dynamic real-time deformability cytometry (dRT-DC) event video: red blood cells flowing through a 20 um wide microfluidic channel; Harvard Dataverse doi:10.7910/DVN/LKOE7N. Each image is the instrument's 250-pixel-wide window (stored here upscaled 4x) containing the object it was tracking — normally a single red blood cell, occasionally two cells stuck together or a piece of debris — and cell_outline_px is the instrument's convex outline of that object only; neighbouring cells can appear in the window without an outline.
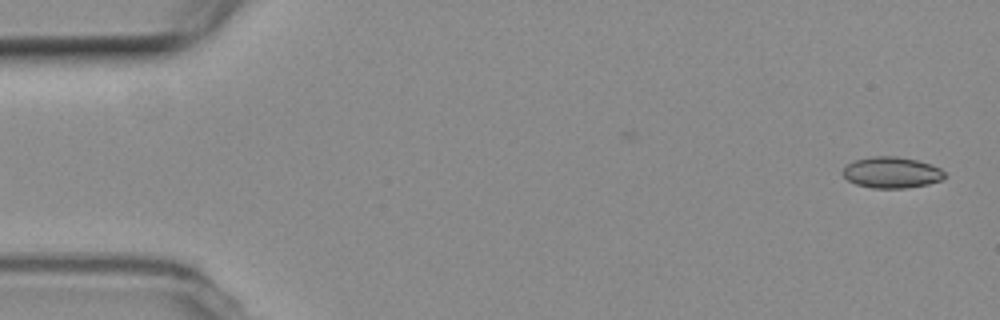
{"species": "common noctule bat (a hibernating species)", "species_latin": "Nyctalus noctula", "temperature_condition": "room temperature", "stored_images_in_passage": 7, "camera_frame_rate_fps": 3000, "um_per_image_px": 0.085, "animal": {"sex": "female", "body_mass_g": 19.3, "forearm_length_mm": 54.1}, "frame": {"image": 1, "passage_image": 1, "time_ms": 0.0, "image_size_px": [1000, 320], "cell_outline_px": [[944, 176], [940, 180], [928, 184], [904, 188], [872, 188], [856, 184], [848, 180], [840, 172], [848, 164], [856, 160], [872, 156], [896, 156], [916, 160], [932, 164], [940, 168], [944, 172]], "centroid_in_image_um": [75.77, 14.66], "position_along_channel_um": 9.2, "area_um2": 18.38}}
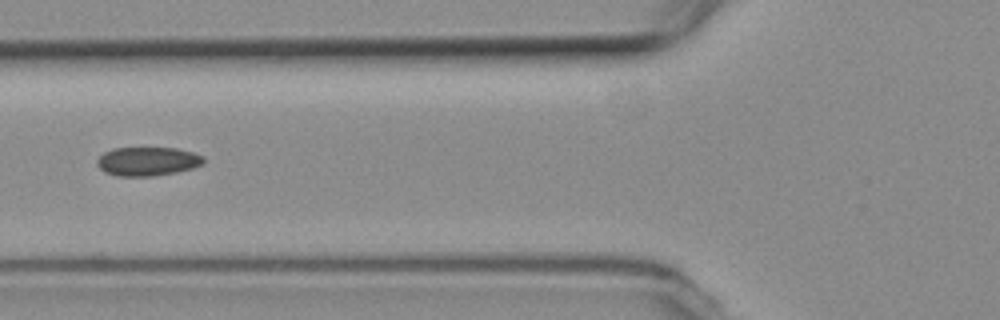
{"frame": {"image": 2, "passage_image": 6, "time_ms": 6.667, "image_size_px": [1000, 320], "cell_outline_px": [[204, 164], [192, 168], [176, 172], [152, 176], [116, 176], [104, 172], [96, 164], [96, 160], [104, 152], [112, 148], [176, 148], [192, 152], [204, 156]], "centroid_in_image_um": [12.53, 13.71], "position_along_channel_um": 113.3, "area_um2": 17.98}}
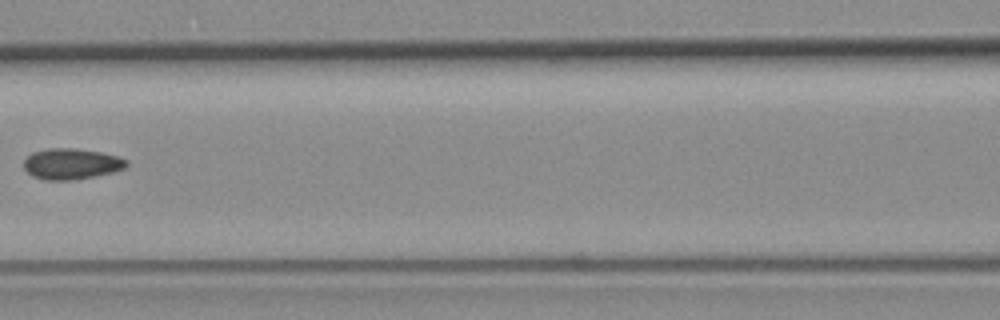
{"frame": {"image": 3, "passage_image": 7, "time_ms": 8.0, "image_size_px": [1000, 320], "cell_outline_px": [[128, 164], [124, 168], [112, 172], [72, 180], [44, 180], [32, 176], [24, 168], [24, 160], [32, 152], [48, 148], [72, 148], [100, 152], [116, 156], [128, 160]], "centroid_in_image_um": [6.04, 13.92], "position_along_channel_um": 160.6, "area_um2": 18.32}}